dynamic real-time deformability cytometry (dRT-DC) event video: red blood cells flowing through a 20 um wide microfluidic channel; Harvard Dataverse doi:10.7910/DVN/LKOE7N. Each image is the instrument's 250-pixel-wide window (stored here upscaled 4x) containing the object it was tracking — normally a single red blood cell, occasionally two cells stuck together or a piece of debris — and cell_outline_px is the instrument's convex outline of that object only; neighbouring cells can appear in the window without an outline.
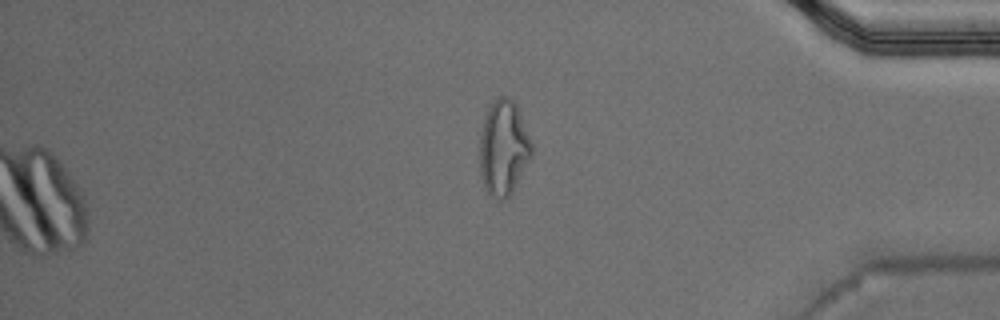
{"species": "Egyptian fruit bat (a non-hibernating species)", "species_latin": "Rousettus aegyptiacus", "temperature_condition": "warm", "stored_images_in_passage": 53, "camera_frame_rate_fps": 3000, "um_per_image_px": 0.085, "animal": {"sex": "male"}, "frame": {"image": 1, "passage_image": 53, "time_ms": 17.333, "image_size_px": [1000, 320], "cell_outline_px": [[532, 156], [512, 192], [504, 200], [496, 200], [488, 196], [484, 188], [480, 172], [480, 136], [484, 116], [492, 100], [500, 96], [508, 96], [516, 104], [532, 144]], "centroid_in_image_um": [42.78, 12.59], "position_along_channel_um": 392.4, "area_um2": 29.02}}